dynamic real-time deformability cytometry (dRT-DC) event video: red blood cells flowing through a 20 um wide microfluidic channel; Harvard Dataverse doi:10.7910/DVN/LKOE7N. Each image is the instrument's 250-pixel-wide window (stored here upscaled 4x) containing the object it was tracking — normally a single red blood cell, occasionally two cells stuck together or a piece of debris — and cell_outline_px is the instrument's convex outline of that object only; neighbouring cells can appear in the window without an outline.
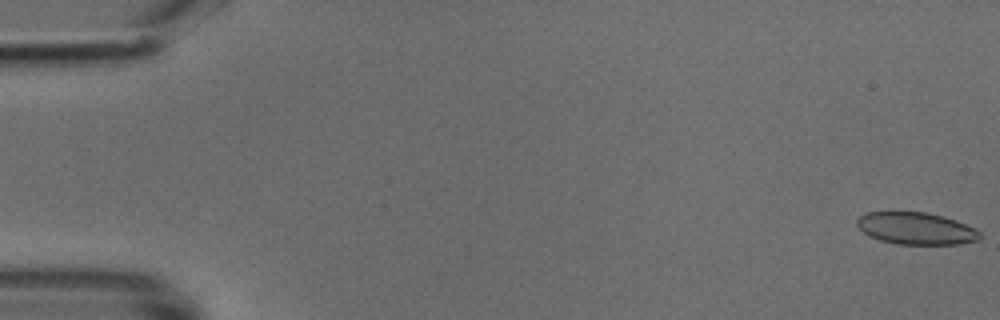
{"species": "common noctule bat (a hibernating species)", "species_latin": "Nyctalus noctula", "temperature_condition": "cold", "stored_images_in_passage": 49, "camera_frame_rate_fps": 3000, "um_per_image_px": 0.085, "animal": {"sex": "male", "body_mass_g": 18.8}, "frame": {"image": 1, "passage_image": 1, "time_ms": 0.0, "image_size_px": [1000, 320], "cell_outline_px": [[984, 236], [976, 240], [956, 244], [896, 244], [880, 240], [868, 236], [856, 224], [856, 220], [864, 212], [892, 208], [924, 212], [944, 216], [956, 220], [976, 228]], "centroid_in_image_um": [77.8, 19.36], "position_along_channel_um": 7.2, "area_um2": 23.93}}
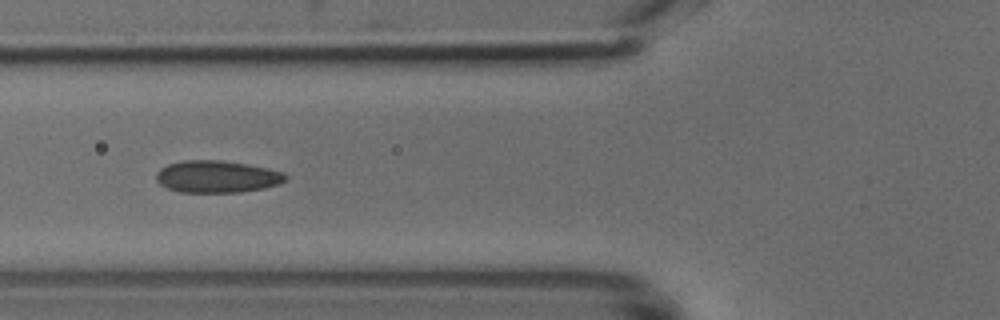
{"frame": {"image": 2, "passage_image": 19, "time_ms": 6.0, "image_size_px": [1000, 320], "cell_outline_px": [[288, 180], [280, 184], [264, 188], [240, 192], [180, 192], [168, 188], [160, 184], [156, 180], [156, 172], [160, 168], [168, 164], [184, 160], [224, 160], [248, 164], [268, 168], [284, 172], [288, 176]], "centroid_in_image_um": [18.48, 15.01], "position_along_channel_um": 107.3, "area_um2": 24.45}}
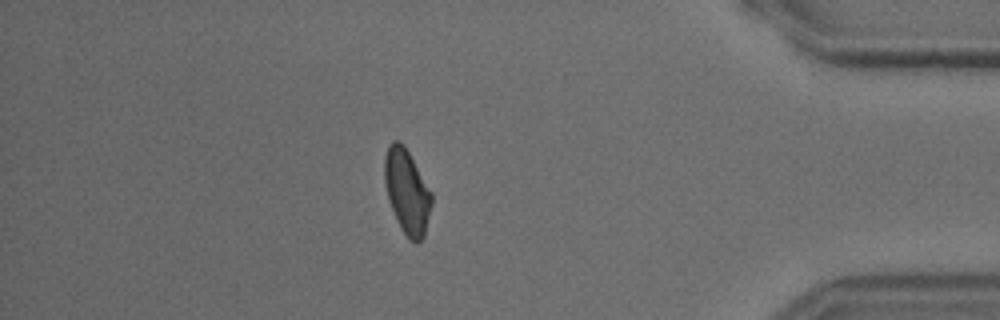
{"frame": {"image": 3, "passage_image": 43, "time_ms": 14.0, "image_size_px": [1000, 320], "cell_outline_px": [[432, 204], [424, 236], [416, 244], [408, 240], [400, 228], [388, 200], [384, 180], [384, 156], [388, 144], [392, 140], [400, 140], [404, 144], [432, 192]], "centroid_in_image_um": [34.58, 16.27], "position_along_channel_um": 400.6, "area_um2": 23.52}}